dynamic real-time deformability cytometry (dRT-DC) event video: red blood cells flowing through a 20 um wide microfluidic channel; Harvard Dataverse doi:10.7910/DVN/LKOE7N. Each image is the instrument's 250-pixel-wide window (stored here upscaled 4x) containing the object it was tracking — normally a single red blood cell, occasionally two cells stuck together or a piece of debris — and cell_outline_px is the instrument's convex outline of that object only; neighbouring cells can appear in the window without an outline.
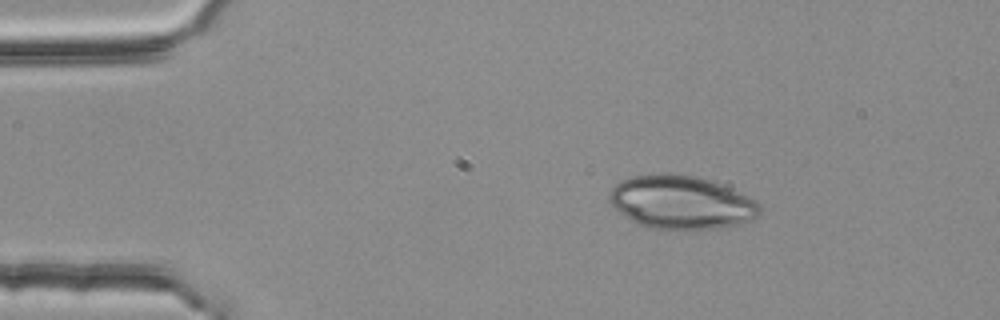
{"species": "common noctule bat (a hibernating species)", "species_latin": "Nyctalus noctula", "temperature_condition": "room temperature", "stored_images_in_passage": 4, "camera_frame_rate_fps": 3000, "um_per_image_px": 0.085, "animal": {"sex": "female", "body_mass_g": 25.1}, "frame": {"image": 1, "passage_image": 1, "time_ms": 0.0, "image_size_px": [1000, 320], "cell_outline_px": [[760, 212], [756, 216], [740, 224], [724, 228], [648, 228], [636, 224], [616, 212], [608, 200], [608, 192], [620, 180], [632, 176], [660, 172], [668, 172], [696, 176], [712, 180], [740, 192], [756, 200], [760, 204]], "centroid_in_image_um": [57.84, 17.17], "position_along_channel_um": 27.2, "area_um2": 47.34}}
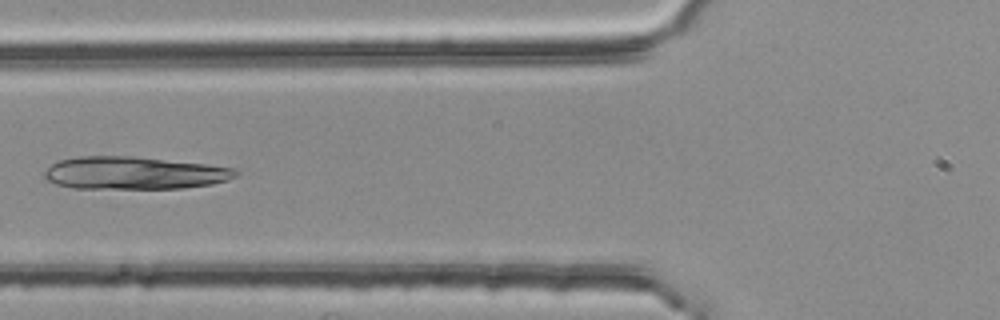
{"frame": {"image": 2, "passage_image": 4, "time_ms": 1.0, "image_size_px": [1000, 320], "cell_outline_px": [[240, 172], [236, 176], [228, 180], [212, 184], [184, 188], [72, 188], [56, 184], [48, 180], [44, 176], [44, 172], [52, 164], [60, 160], [80, 156], [132, 156], [204, 164], [232, 168]], "centroid_in_image_um": [11.4, 14.71], "position_along_channel_um": 114.4, "area_um2": 36.13}}